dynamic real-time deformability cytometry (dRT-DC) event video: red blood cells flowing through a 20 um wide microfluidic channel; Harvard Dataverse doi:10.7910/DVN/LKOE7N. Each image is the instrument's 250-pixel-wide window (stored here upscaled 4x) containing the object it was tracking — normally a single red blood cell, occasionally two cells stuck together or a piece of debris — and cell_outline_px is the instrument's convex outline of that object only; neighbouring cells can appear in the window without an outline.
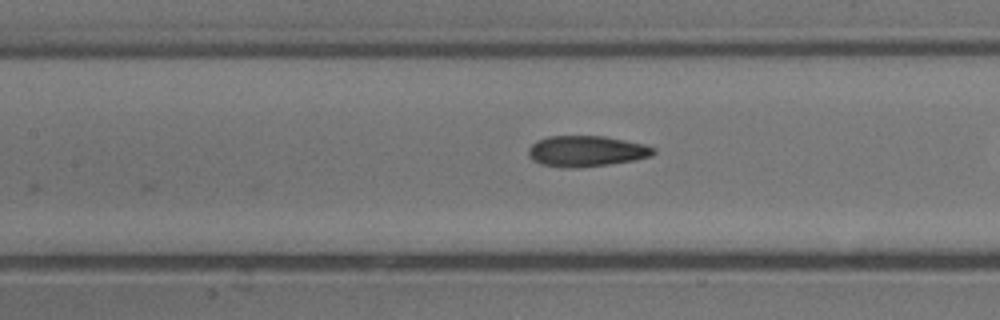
{"species": "common noctule bat (a hibernating species)", "species_latin": "Nyctalus noctula", "temperature_condition": "cold", "stored_images_in_passage": 6, "camera_frame_rate_fps": 3000, "um_per_image_px": 0.085, "animal": {"sex": "male", "body_mass_g": 13.3}, "frame": {"image": 1, "passage_image": 6, "time_ms": 1.667, "image_size_px": [1000, 320], "cell_outline_px": [[656, 152], [652, 156], [636, 160], [608, 164], [576, 168], [568, 168], [540, 164], [532, 160], [528, 152], [528, 148], [536, 140], [548, 136], [604, 136], [644, 144], [656, 148]], "centroid_in_image_um": [49.84, 12.85], "position_along_channel_um": 157.6, "area_um2": 22.6}}